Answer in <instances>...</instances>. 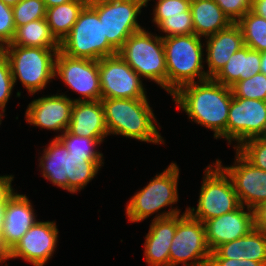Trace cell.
I'll use <instances>...</instances> for the list:
<instances>
[{
    "label": "cell",
    "instance_id": "obj_31",
    "mask_svg": "<svg viewBox=\"0 0 266 266\" xmlns=\"http://www.w3.org/2000/svg\"><path fill=\"white\" fill-rule=\"evenodd\" d=\"M230 88L236 98L266 101V75L263 73L255 74L246 80H240Z\"/></svg>",
    "mask_w": 266,
    "mask_h": 266
},
{
    "label": "cell",
    "instance_id": "obj_21",
    "mask_svg": "<svg viewBox=\"0 0 266 266\" xmlns=\"http://www.w3.org/2000/svg\"><path fill=\"white\" fill-rule=\"evenodd\" d=\"M67 131L87 138H105L108 130L101 100L75 101Z\"/></svg>",
    "mask_w": 266,
    "mask_h": 266
},
{
    "label": "cell",
    "instance_id": "obj_34",
    "mask_svg": "<svg viewBox=\"0 0 266 266\" xmlns=\"http://www.w3.org/2000/svg\"><path fill=\"white\" fill-rule=\"evenodd\" d=\"M157 27L165 33L162 38L194 34L191 11H185V16H168Z\"/></svg>",
    "mask_w": 266,
    "mask_h": 266
},
{
    "label": "cell",
    "instance_id": "obj_8",
    "mask_svg": "<svg viewBox=\"0 0 266 266\" xmlns=\"http://www.w3.org/2000/svg\"><path fill=\"white\" fill-rule=\"evenodd\" d=\"M204 169L197 208L186 212L201 222L230 213L241 206L233 183L226 172L215 162Z\"/></svg>",
    "mask_w": 266,
    "mask_h": 266
},
{
    "label": "cell",
    "instance_id": "obj_13",
    "mask_svg": "<svg viewBox=\"0 0 266 266\" xmlns=\"http://www.w3.org/2000/svg\"><path fill=\"white\" fill-rule=\"evenodd\" d=\"M255 137H266V101L233 96L227 122L228 144L237 142L236 149Z\"/></svg>",
    "mask_w": 266,
    "mask_h": 266
},
{
    "label": "cell",
    "instance_id": "obj_44",
    "mask_svg": "<svg viewBox=\"0 0 266 266\" xmlns=\"http://www.w3.org/2000/svg\"><path fill=\"white\" fill-rule=\"evenodd\" d=\"M261 73L266 75V51L261 52Z\"/></svg>",
    "mask_w": 266,
    "mask_h": 266
},
{
    "label": "cell",
    "instance_id": "obj_26",
    "mask_svg": "<svg viewBox=\"0 0 266 266\" xmlns=\"http://www.w3.org/2000/svg\"><path fill=\"white\" fill-rule=\"evenodd\" d=\"M8 45L39 48H60V42L52 34L46 19H38L16 28Z\"/></svg>",
    "mask_w": 266,
    "mask_h": 266
},
{
    "label": "cell",
    "instance_id": "obj_30",
    "mask_svg": "<svg viewBox=\"0 0 266 266\" xmlns=\"http://www.w3.org/2000/svg\"><path fill=\"white\" fill-rule=\"evenodd\" d=\"M66 147L72 156L77 157H103V153L97 150L98 145L104 142L105 138H87L69 133L67 130L55 136Z\"/></svg>",
    "mask_w": 266,
    "mask_h": 266
},
{
    "label": "cell",
    "instance_id": "obj_36",
    "mask_svg": "<svg viewBox=\"0 0 266 266\" xmlns=\"http://www.w3.org/2000/svg\"><path fill=\"white\" fill-rule=\"evenodd\" d=\"M11 67L7 56L0 50V114L3 116L6 104L14 87Z\"/></svg>",
    "mask_w": 266,
    "mask_h": 266
},
{
    "label": "cell",
    "instance_id": "obj_40",
    "mask_svg": "<svg viewBox=\"0 0 266 266\" xmlns=\"http://www.w3.org/2000/svg\"><path fill=\"white\" fill-rule=\"evenodd\" d=\"M14 175H0V204H6L15 193L12 188Z\"/></svg>",
    "mask_w": 266,
    "mask_h": 266
},
{
    "label": "cell",
    "instance_id": "obj_48",
    "mask_svg": "<svg viewBox=\"0 0 266 266\" xmlns=\"http://www.w3.org/2000/svg\"><path fill=\"white\" fill-rule=\"evenodd\" d=\"M3 117H5V116H2L1 114H0V125H1V121H2V118Z\"/></svg>",
    "mask_w": 266,
    "mask_h": 266
},
{
    "label": "cell",
    "instance_id": "obj_19",
    "mask_svg": "<svg viewBox=\"0 0 266 266\" xmlns=\"http://www.w3.org/2000/svg\"><path fill=\"white\" fill-rule=\"evenodd\" d=\"M206 41L207 77L214 78L228 62L229 58L244 44L243 33L237 23H232L228 28L218 31L204 39Z\"/></svg>",
    "mask_w": 266,
    "mask_h": 266
},
{
    "label": "cell",
    "instance_id": "obj_10",
    "mask_svg": "<svg viewBox=\"0 0 266 266\" xmlns=\"http://www.w3.org/2000/svg\"><path fill=\"white\" fill-rule=\"evenodd\" d=\"M211 250L206 241L204 223L186 209L176 215V232L170 247V266H208ZM190 261V262H189Z\"/></svg>",
    "mask_w": 266,
    "mask_h": 266
},
{
    "label": "cell",
    "instance_id": "obj_42",
    "mask_svg": "<svg viewBox=\"0 0 266 266\" xmlns=\"http://www.w3.org/2000/svg\"><path fill=\"white\" fill-rule=\"evenodd\" d=\"M251 11L266 19V0H254L251 3Z\"/></svg>",
    "mask_w": 266,
    "mask_h": 266
},
{
    "label": "cell",
    "instance_id": "obj_39",
    "mask_svg": "<svg viewBox=\"0 0 266 266\" xmlns=\"http://www.w3.org/2000/svg\"><path fill=\"white\" fill-rule=\"evenodd\" d=\"M208 266H265L261 262H256L253 260H235L226 258H210Z\"/></svg>",
    "mask_w": 266,
    "mask_h": 266
},
{
    "label": "cell",
    "instance_id": "obj_22",
    "mask_svg": "<svg viewBox=\"0 0 266 266\" xmlns=\"http://www.w3.org/2000/svg\"><path fill=\"white\" fill-rule=\"evenodd\" d=\"M210 258L249 259L266 266V233L254 228L249 234L216 247Z\"/></svg>",
    "mask_w": 266,
    "mask_h": 266
},
{
    "label": "cell",
    "instance_id": "obj_16",
    "mask_svg": "<svg viewBox=\"0 0 266 266\" xmlns=\"http://www.w3.org/2000/svg\"><path fill=\"white\" fill-rule=\"evenodd\" d=\"M74 100L65 94L56 93L31 101L25 111V120L41 129L60 131L68 129Z\"/></svg>",
    "mask_w": 266,
    "mask_h": 266
},
{
    "label": "cell",
    "instance_id": "obj_17",
    "mask_svg": "<svg viewBox=\"0 0 266 266\" xmlns=\"http://www.w3.org/2000/svg\"><path fill=\"white\" fill-rule=\"evenodd\" d=\"M36 217L28 197L15 192L5 206L0 236V259H3L37 222Z\"/></svg>",
    "mask_w": 266,
    "mask_h": 266
},
{
    "label": "cell",
    "instance_id": "obj_46",
    "mask_svg": "<svg viewBox=\"0 0 266 266\" xmlns=\"http://www.w3.org/2000/svg\"><path fill=\"white\" fill-rule=\"evenodd\" d=\"M4 4L11 7L15 6L20 0H1Z\"/></svg>",
    "mask_w": 266,
    "mask_h": 266
},
{
    "label": "cell",
    "instance_id": "obj_25",
    "mask_svg": "<svg viewBox=\"0 0 266 266\" xmlns=\"http://www.w3.org/2000/svg\"><path fill=\"white\" fill-rule=\"evenodd\" d=\"M43 149L42 156L39 157V167L42 176L50 181L54 186L68 191L67 165L68 150L64 144L55 138Z\"/></svg>",
    "mask_w": 266,
    "mask_h": 266
},
{
    "label": "cell",
    "instance_id": "obj_11",
    "mask_svg": "<svg viewBox=\"0 0 266 266\" xmlns=\"http://www.w3.org/2000/svg\"><path fill=\"white\" fill-rule=\"evenodd\" d=\"M98 68L101 99H148L143 79L118 53L98 60Z\"/></svg>",
    "mask_w": 266,
    "mask_h": 266
},
{
    "label": "cell",
    "instance_id": "obj_5",
    "mask_svg": "<svg viewBox=\"0 0 266 266\" xmlns=\"http://www.w3.org/2000/svg\"><path fill=\"white\" fill-rule=\"evenodd\" d=\"M1 50L9 60L14 85L17 79L20 80L29 95L45 89L52 79L57 78L55 59L60 48L6 45Z\"/></svg>",
    "mask_w": 266,
    "mask_h": 266
},
{
    "label": "cell",
    "instance_id": "obj_45",
    "mask_svg": "<svg viewBox=\"0 0 266 266\" xmlns=\"http://www.w3.org/2000/svg\"><path fill=\"white\" fill-rule=\"evenodd\" d=\"M6 204H0V236L3 230V218Z\"/></svg>",
    "mask_w": 266,
    "mask_h": 266
},
{
    "label": "cell",
    "instance_id": "obj_6",
    "mask_svg": "<svg viewBox=\"0 0 266 266\" xmlns=\"http://www.w3.org/2000/svg\"><path fill=\"white\" fill-rule=\"evenodd\" d=\"M118 54L141 78L151 80L167 91L165 49L161 35L143 28L126 39Z\"/></svg>",
    "mask_w": 266,
    "mask_h": 266
},
{
    "label": "cell",
    "instance_id": "obj_9",
    "mask_svg": "<svg viewBox=\"0 0 266 266\" xmlns=\"http://www.w3.org/2000/svg\"><path fill=\"white\" fill-rule=\"evenodd\" d=\"M88 4L98 13L104 37L117 51L130 35L143 29L138 23L145 7L142 0H90Z\"/></svg>",
    "mask_w": 266,
    "mask_h": 266
},
{
    "label": "cell",
    "instance_id": "obj_47",
    "mask_svg": "<svg viewBox=\"0 0 266 266\" xmlns=\"http://www.w3.org/2000/svg\"><path fill=\"white\" fill-rule=\"evenodd\" d=\"M142 1L144 3L145 7H147L148 2L151 1V0H142Z\"/></svg>",
    "mask_w": 266,
    "mask_h": 266
},
{
    "label": "cell",
    "instance_id": "obj_24",
    "mask_svg": "<svg viewBox=\"0 0 266 266\" xmlns=\"http://www.w3.org/2000/svg\"><path fill=\"white\" fill-rule=\"evenodd\" d=\"M194 34L201 38L228 28L233 22L214 0H191Z\"/></svg>",
    "mask_w": 266,
    "mask_h": 266
},
{
    "label": "cell",
    "instance_id": "obj_20",
    "mask_svg": "<svg viewBox=\"0 0 266 266\" xmlns=\"http://www.w3.org/2000/svg\"><path fill=\"white\" fill-rule=\"evenodd\" d=\"M176 232V215L152 220L145 236L144 256L148 266H170V247Z\"/></svg>",
    "mask_w": 266,
    "mask_h": 266
},
{
    "label": "cell",
    "instance_id": "obj_7",
    "mask_svg": "<svg viewBox=\"0 0 266 266\" xmlns=\"http://www.w3.org/2000/svg\"><path fill=\"white\" fill-rule=\"evenodd\" d=\"M60 51L72 58L97 61L118 53L104 37L103 23L88 3L80 11L70 33L60 42Z\"/></svg>",
    "mask_w": 266,
    "mask_h": 266
},
{
    "label": "cell",
    "instance_id": "obj_41",
    "mask_svg": "<svg viewBox=\"0 0 266 266\" xmlns=\"http://www.w3.org/2000/svg\"><path fill=\"white\" fill-rule=\"evenodd\" d=\"M254 228L266 233V202L253 209Z\"/></svg>",
    "mask_w": 266,
    "mask_h": 266
},
{
    "label": "cell",
    "instance_id": "obj_32",
    "mask_svg": "<svg viewBox=\"0 0 266 266\" xmlns=\"http://www.w3.org/2000/svg\"><path fill=\"white\" fill-rule=\"evenodd\" d=\"M15 28L28 22L44 19L47 8L43 0H20L12 7Z\"/></svg>",
    "mask_w": 266,
    "mask_h": 266
},
{
    "label": "cell",
    "instance_id": "obj_35",
    "mask_svg": "<svg viewBox=\"0 0 266 266\" xmlns=\"http://www.w3.org/2000/svg\"><path fill=\"white\" fill-rule=\"evenodd\" d=\"M153 9V23L159 25L168 16H185L190 10L191 0H156Z\"/></svg>",
    "mask_w": 266,
    "mask_h": 266
},
{
    "label": "cell",
    "instance_id": "obj_3",
    "mask_svg": "<svg viewBox=\"0 0 266 266\" xmlns=\"http://www.w3.org/2000/svg\"><path fill=\"white\" fill-rule=\"evenodd\" d=\"M179 171V166L171 162L163 172L156 174L145 187L130 198L126 205V215L131 223L142 222L155 213L158 214L153 220L180 214L178 207L171 206L179 200ZM168 206H171V209L159 212Z\"/></svg>",
    "mask_w": 266,
    "mask_h": 266
},
{
    "label": "cell",
    "instance_id": "obj_12",
    "mask_svg": "<svg viewBox=\"0 0 266 266\" xmlns=\"http://www.w3.org/2000/svg\"><path fill=\"white\" fill-rule=\"evenodd\" d=\"M58 76L73 92L81 97L74 101L101 100L98 61L87 58H72L60 50L55 59V77ZM83 97V98H82Z\"/></svg>",
    "mask_w": 266,
    "mask_h": 266
},
{
    "label": "cell",
    "instance_id": "obj_33",
    "mask_svg": "<svg viewBox=\"0 0 266 266\" xmlns=\"http://www.w3.org/2000/svg\"><path fill=\"white\" fill-rule=\"evenodd\" d=\"M236 150L254 167L266 171V137L248 139Z\"/></svg>",
    "mask_w": 266,
    "mask_h": 266
},
{
    "label": "cell",
    "instance_id": "obj_29",
    "mask_svg": "<svg viewBox=\"0 0 266 266\" xmlns=\"http://www.w3.org/2000/svg\"><path fill=\"white\" fill-rule=\"evenodd\" d=\"M236 23L242 30L245 46L259 52L266 51V19L250 10Z\"/></svg>",
    "mask_w": 266,
    "mask_h": 266
},
{
    "label": "cell",
    "instance_id": "obj_1",
    "mask_svg": "<svg viewBox=\"0 0 266 266\" xmlns=\"http://www.w3.org/2000/svg\"><path fill=\"white\" fill-rule=\"evenodd\" d=\"M189 120L214 132V138L227 140L228 113L233 98L230 87L213 78L188 83L171 95Z\"/></svg>",
    "mask_w": 266,
    "mask_h": 266
},
{
    "label": "cell",
    "instance_id": "obj_38",
    "mask_svg": "<svg viewBox=\"0 0 266 266\" xmlns=\"http://www.w3.org/2000/svg\"><path fill=\"white\" fill-rule=\"evenodd\" d=\"M233 23L238 22L251 10L250 0H214Z\"/></svg>",
    "mask_w": 266,
    "mask_h": 266
},
{
    "label": "cell",
    "instance_id": "obj_43",
    "mask_svg": "<svg viewBox=\"0 0 266 266\" xmlns=\"http://www.w3.org/2000/svg\"><path fill=\"white\" fill-rule=\"evenodd\" d=\"M43 1L45 2L46 8H51L74 0H43Z\"/></svg>",
    "mask_w": 266,
    "mask_h": 266
},
{
    "label": "cell",
    "instance_id": "obj_18",
    "mask_svg": "<svg viewBox=\"0 0 266 266\" xmlns=\"http://www.w3.org/2000/svg\"><path fill=\"white\" fill-rule=\"evenodd\" d=\"M246 208V210H245ZM206 241L213 251L221 244L234 241L254 229L253 210L241 205L238 209L204 221Z\"/></svg>",
    "mask_w": 266,
    "mask_h": 266
},
{
    "label": "cell",
    "instance_id": "obj_23",
    "mask_svg": "<svg viewBox=\"0 0 266 266\" xmlns=\"http://www.w3.org/2000/svg\"><path fill=\"white\" fill-rule=\"evenodd\" d=\"M261 52L243 46L236 51L213 78L224 86L231 87L240 80L251 78L261 73Z\"/></svg>",
    "mask_w": 266,
    "mask_h": 266
},
{
    "label": "cell",
    "instance_id": "obj_2",
    "mask_svg": "<svg viewBox=\"0 0 266 266\" xmlns=\"http://www.w3.org/2000/svg\"><path fill=\"white\" fill-rule=\"evenodd\" d=\"M108 135H121L141 142H165L148 99H101Z\"/></svg>",
    "mask_w": 266,
    "mask_h": 266
},
{
    "label": "cell",
    "instance_id": "obj_4",
    "mask_svg": "<svg viewBox=\"0 0 266 266\" xmlns=\"http://www.w3.org/2000/svg\"><path fill=\"white\" fill-rule=\"evenodd\" d=\"M203 39L195 34L163 38L167 68V92L174 94L188 83L208 79L203 63L205 61Z\"/></svg>",
    "mask_w": 266,
    "mask_h": 266
},
{
    "label": "cell",
    "instance_id": "obj_37",
    "mask_svg": "<svg viewBox=\"0 0 266 266\" xmlns=\"http://www.w3.org/2000/svg\"><path fill=\"white\" fill-rule=\"evenodd\" d=\"M15 32L12 7L0 0V50L11 43Z\"/></svg>",
    "mask_w": 266,
    "mask_h": 266
},
{
    "label": "cell",
    "instance_id": "obj_14",
    "mask_svg": "<svg viewBox=\"0 0 266 266\" xmlns=\"http://www.w3.org/2000/svg\"><path fill=\"white\" fill-rule=\"evenodd\" d=\"M58 233L56 222L37 221L2 260L22 258L34 266H44L54 256Z\"/></svg>",
    "mask_w": 266,
    "mask_h": 266
},
{
    "label": "cell",
    "instance_id": "obj_15",
    "mask_svg": "<svg viewBox=\"0 0 266 266\" xmlns=\"http://www.w3.org/2000/svg\"><path fill=\"white\" fill-rule=\"evenodd\" d=\"M233 165L223 166L222 161L216 163L230 177L241 205L254 209L266 202V171L254 167L237 150Z\"/></svg>",
    "mask_w": 266,
    "mask_h": 266
},
{
    "label": "cell",
    "instance_id": "obj_28",
    "mask_svg": "<svg viewBox=\"0 0 266 266\" xmlns=\"http://www.w3.org/2000/svg\"><path fill=\"white\" fill-rule=\"evenodd\" d=\"M88 0H74L47 8L45 19L52 34L61 42L71 31Z\"/></svg>",
    "mask_w": 266,
    "mask_h": 266
},
{
    "label": "cell",
    "instance_id": "obj_27",
    "mask_svg": "<svg viewBox=\"0 0 266 266\" xmlns=\"http://www.w3.org/2000/svg\"><path fill=\"white\" fill-rule=\"evenodd\" d=\"M104 157H77L68 154V192L75 194L84 189L104 165Z\"/></svg>",
    "mask_w": 266,
    "mask_h": 266
}]
</instances>
